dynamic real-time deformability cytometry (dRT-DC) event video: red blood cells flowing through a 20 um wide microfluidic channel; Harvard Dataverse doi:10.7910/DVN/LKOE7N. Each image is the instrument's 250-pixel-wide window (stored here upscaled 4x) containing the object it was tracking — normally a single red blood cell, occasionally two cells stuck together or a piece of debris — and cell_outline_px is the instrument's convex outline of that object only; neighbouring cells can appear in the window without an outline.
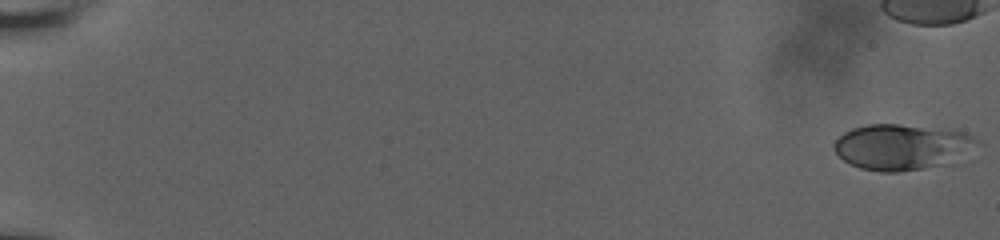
{"species": "human", "species_latin": "Homo sapiens", "temperature_condition": "room temperature", "stored_images_in_passage": 45, "camera_frame_rate_fps": 3000, "um_per_image_px": 0.085, "donor": {"sex": "male"}, "frame": {"image": 1, "passage_image": 1, "time_ms": 0.0, "image_size_px": [1000, 240], "cell_outline_px": [[984, 144], [956, 164], [896, 172], [880, 172], [860, 168], [844, 160], [832, 148], [832, 144], [844, 132], [852, 128], [868, 124], [900, 124], [964, 132], [972, 136]], "centroid_in_image_um": [76.77, 12.51], "position_along_channel_um": 8.2, "area_um2": 38.96}}
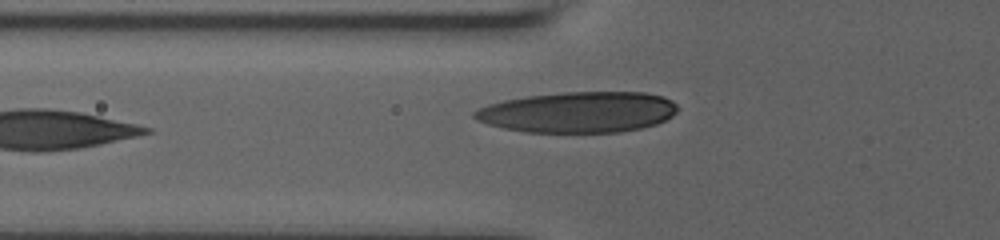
{"frame": {"image": 2, "passage_image": 45, "time_ms": 9.0, "image_size_px": [1000, 240], "cell_outline_px": [[680, 108], [672, 116], [656, 124], [640, 128], [620, 132], [524, 132], [504, 128], [488, 124], [476, 120], [472, 116], [472, 112], [488, 104], [504, 100], [528, 96], [564, 92], [644, 92], [664, 96], [672, 100]], "centroid_in_image_um": [49.17, 9.53], "position_along_channel_um": 76.6, "area_um2": 48.44}}